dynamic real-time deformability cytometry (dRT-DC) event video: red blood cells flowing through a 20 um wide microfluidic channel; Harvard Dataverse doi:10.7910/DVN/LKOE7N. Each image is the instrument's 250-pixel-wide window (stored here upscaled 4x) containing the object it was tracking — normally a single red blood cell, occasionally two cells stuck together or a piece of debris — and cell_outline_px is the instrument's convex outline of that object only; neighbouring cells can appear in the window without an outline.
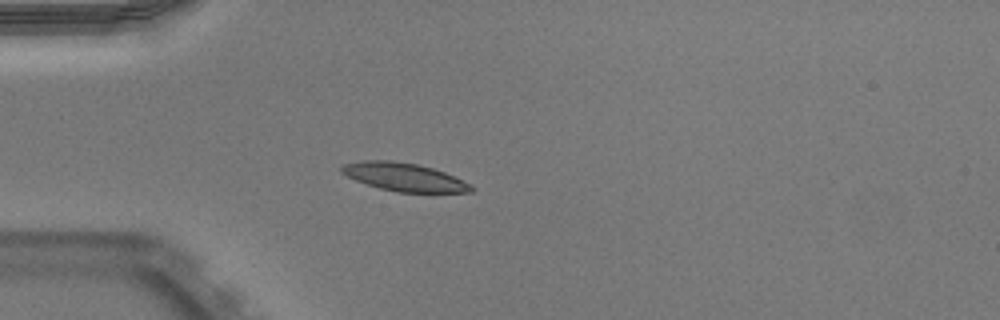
{"species": "Egyptian fruit bat (a non-hibernating species)", "species_latin": "Rousettus aegyptiacus", "temperature_condition": "warm", "stored_images_in_passage": 38, "camera_frame_rate_fps": 3000, "um_per_image_px": 0.085, "animal": {"sex": "male"}, "frame": {"image": 1, "passage_image": 1, "time_ms": 0.0, "image_size_px": [1000, 320], "cell_outline_px": [[476, 188], [472, 192], [396, 192], [380, 188], [356, 180], [340, 172], [340, 168], [344, 164], [364, 160], [392, 160], [416, 164], [432, 168], [444, 172]], "centroid_in_image_um": [34.32, 15.04], "position_along_channel_um": 50.7, "area_um2": 20.92}}
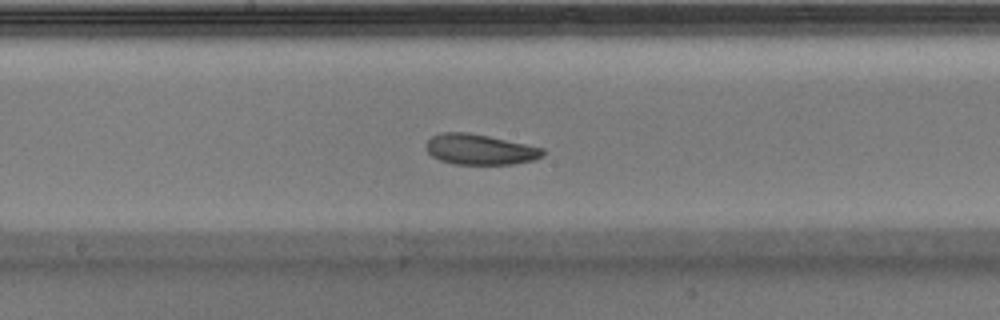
{"frame": {"image": 2, "passage_image": 14, "time_ms": 4.333, "image_size_px": [1000, 320], "cell_outline_px": [[544, 156], [532, 160], [512, 164], [452, 164], [440, 160], [432, 156], [428, 152], [424, 144], [432, 136], [444, 132], [468, 132], [488, 136], [544, 148]], "centroid_in_image_um": [40.77, 12.7], "position_along_channel_um": 207.4, "area_um2": 20.69}}
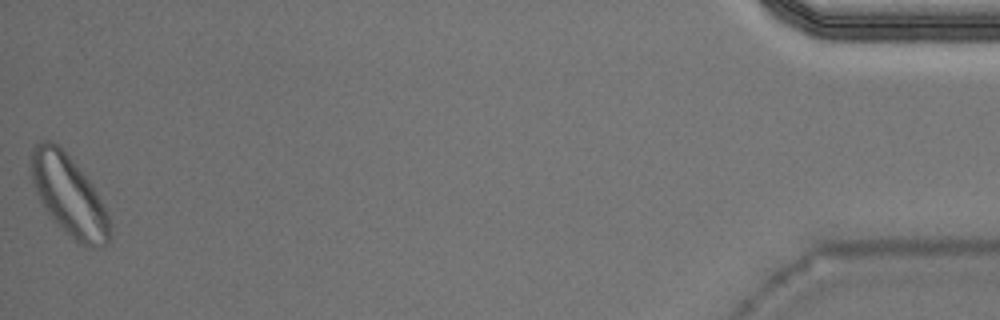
{"frame": {"image": 3, "passage_image": 38, "time_ms": 12.333, "image_size_px": [1000, 320], "cell_outline_px": [[112, 236], [104, 248], [92, 248], [80, 244], [48, 212], [40, 200], [36, 192], [32, 180], [28, 160], [32, 148], [40, 140], [52, 140], [68, 156], [92, 184], [108, 216], [112, 228]], "centroid_in_image_um": [5.86, 16.6], "position_along_channel_um": 429.3, "area_um2": 36.36}, "authors_computed_cell_mechanics": {"area_um2": 21.386, "velocity_mm_per_s": 3.9138, "shape_relaxation_time_tau1_ms": 2.3815, "shape_relaxation_time_tau2_ms": 6.4442, "deformation_change_tau1": 0.1191, "deformation_change_tau2": 0.1601}}